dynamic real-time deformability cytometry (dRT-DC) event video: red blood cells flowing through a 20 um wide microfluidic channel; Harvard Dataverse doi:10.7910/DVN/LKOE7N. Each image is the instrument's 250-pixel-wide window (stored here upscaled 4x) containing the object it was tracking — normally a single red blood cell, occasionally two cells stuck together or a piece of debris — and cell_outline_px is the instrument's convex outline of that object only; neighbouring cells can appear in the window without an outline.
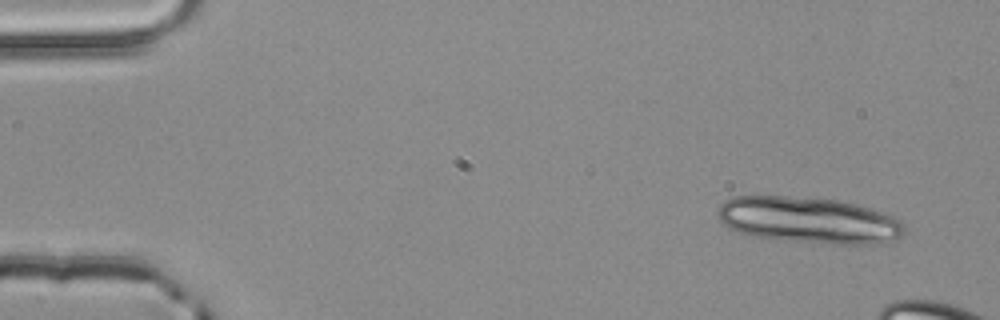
{"species": "common noctule bat (a hibernating species)", "species_latin": "Nyctalus noctula", "temperature_condition": "room temperature", "stored_images_in_passage": 3, "camera_frame_rate_fps": 3000, "um_per_image_px": 0.085, "animal": {"sex": "male", "body_mass_g": 20.4}, "frame": {"image": 1, "passage_image": 1, "time_ms": 0.0, "image_size_px": [1000, 320], "cell_outline_px": [[904, 232], [900, 236], [892, 240], [872, 244], [832, 244], [756, 236], [740, 232], [728, 228], [716, 216], [716, 212], [720, 204], [724, 200], [732, 196], [788, 196], [840, 200], [856, 204], [892, 216], [900, 220], [904, 224]], "centroid_in_image_um": [68.71, 18.69], "position_along_channel_um": 16.3, "area_um2": 50.05}}